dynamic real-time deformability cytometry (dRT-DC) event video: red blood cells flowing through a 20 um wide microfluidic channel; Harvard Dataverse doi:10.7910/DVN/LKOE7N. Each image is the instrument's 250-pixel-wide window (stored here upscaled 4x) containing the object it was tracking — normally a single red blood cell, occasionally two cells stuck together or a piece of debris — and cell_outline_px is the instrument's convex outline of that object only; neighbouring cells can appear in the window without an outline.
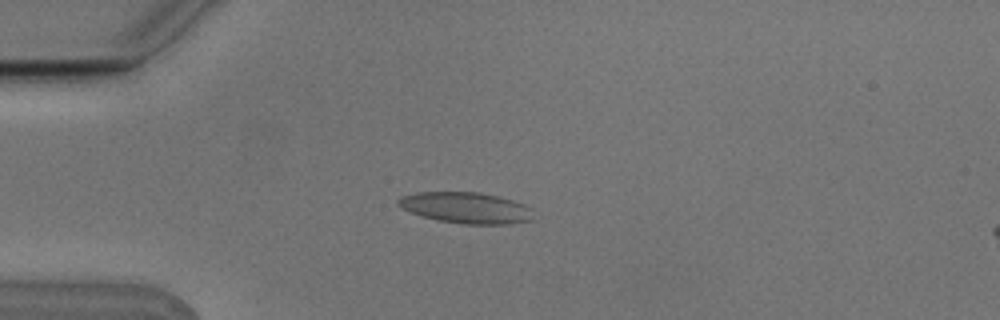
{"species": "Egyptian fruit bat (a non-hibernating species)", "species_latin": "Rousettus aegyptiacus", "temperature_condition": "cold", "stored_images_in_passage": 7, "camera_frame_rate_fps": 3000, "um_per_image_px": 0.085, "animal": {"sex": "male"}, "frame": {"image": 1, "passage_image": 5, "time_ms": 1.333, "image_size_px": [1000, 320], "cell_outline_px": [[532, 220], [508, 224], [460, 224], [436, 220], [400, 208], [396, 204], [396, 200], [400, 196], [416, 192], [480, 192], [512, 200], [524, 204], [532, 208]], "centroid_in_image_um": [39.58, 17.66], "position_along_channel_um": 45.4, "area_um2": 24.62}}